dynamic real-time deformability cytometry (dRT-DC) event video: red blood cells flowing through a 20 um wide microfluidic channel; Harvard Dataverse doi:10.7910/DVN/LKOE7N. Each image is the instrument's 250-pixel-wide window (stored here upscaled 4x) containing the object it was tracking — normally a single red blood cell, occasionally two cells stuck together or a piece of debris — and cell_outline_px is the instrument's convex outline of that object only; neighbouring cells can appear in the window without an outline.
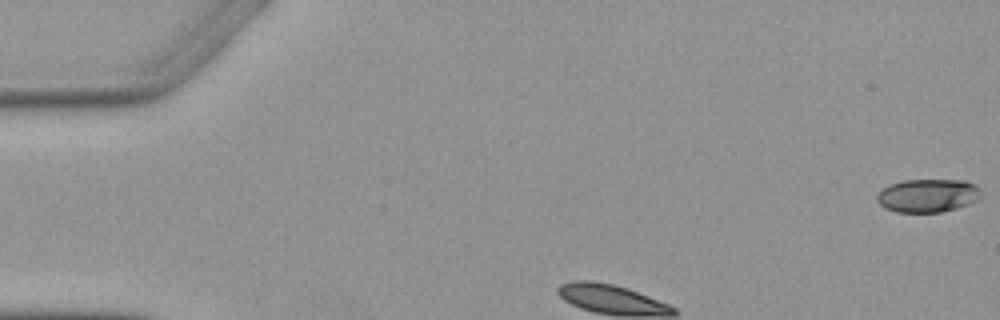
{"species": "Egyptian fruit bat (a non-hibernating species)", "species_latin": "Rousettus aegyptiacus", "temperature_condition": "warm", "stored_images_in_passage": 6, "camera_frame_rate_fps": 3000, "um_per_image_px": 0.085, "animal": {"sex": "female"}, "frame": {"image": 1, "passage_image": 1, "time_ms": 0.0, "image_size_px": [1000, 320], "cell_outline_px": [[980, 188], [976, 200], [968, 204], [956, 208], [940, 212], [896, 212], [884, 208], [876, 200], [876, 196], [884, 188], [892, 184], [904, 180], [964, 180], [976, 184]], "centroid_in_image_um": [78.84, 16.62], "position_along_channel_um": 6.2, "area_um2": 20.0}}
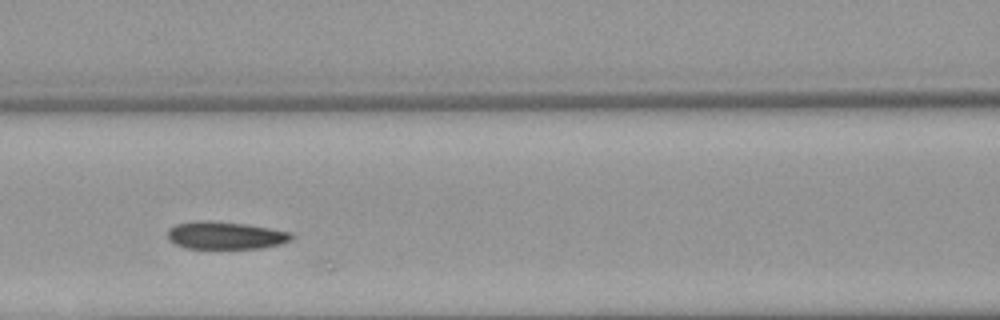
{"frame": {"image": 2, "passage_image": 5, "time_ms": 4.333, "image_size_px": [1000, 320], "cell_outline_px": [[292, 240], [280, 244], [260, 248], [184, 248], [168, 240], [168, 228], [176, 224], [208, 220], [244, 224], [292, 232]], "centroid_in_image_um": [19.15, 20.01], "position_along_channel_um": 147.5, "area_um2": 19.71}}